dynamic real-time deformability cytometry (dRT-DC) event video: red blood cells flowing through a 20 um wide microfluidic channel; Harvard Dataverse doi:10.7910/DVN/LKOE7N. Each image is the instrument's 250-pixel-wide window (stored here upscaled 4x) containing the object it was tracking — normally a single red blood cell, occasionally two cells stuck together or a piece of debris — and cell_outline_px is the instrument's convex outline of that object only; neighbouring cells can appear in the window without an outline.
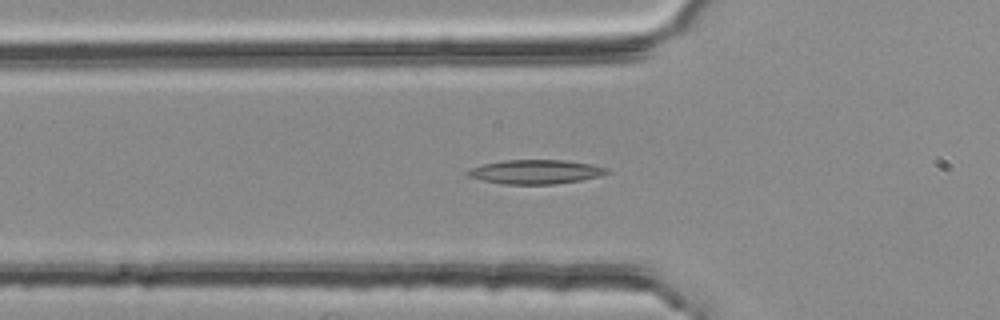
{"species": "common noctule bat (a hibernating species)", "species_latin": "Nyctalus noctula", "temperature_condition": "room temperature", "stored_images_in_passage": 55, "camera_frame_rate_fps": 3000, "um_per_image_px": 0.085, "animal": {"sex": "female", "body_mass_g": 25.1}, "frame": {"image": 1, "passage_image": 19, "time_ms": 6.0, "image_size_px": [1000, 320], "cell_outline_px": [[612, 172], [600, 176], [580, 180], [556, 184], [504, 184], [484, 180], [468, 176], [464, 172], [468, 168], [484, 164], [504, 160], [564, 160], [592, 164], [608, 168]], "centroid_in_image_um": [45.54, 14.6], "position_along_channel_um": 80.3, "area_um2": 19.65}}
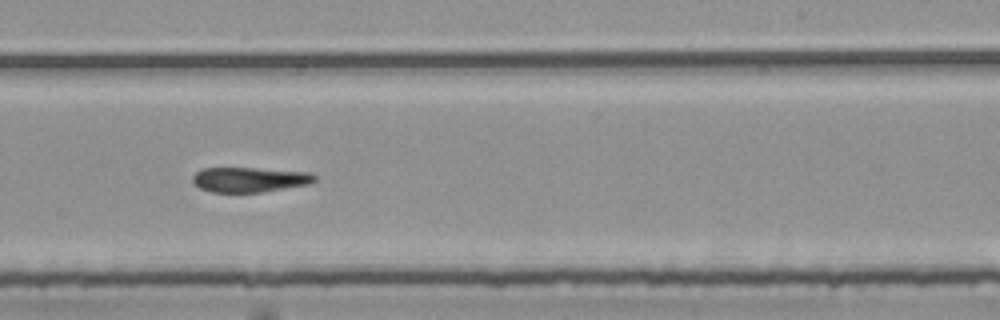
{"frame": {"image": 2, "passage_image": 34, "time_ms": 11.0, "image_size_px": [1000, 320], "cell_outline_px": [[316, 180], [308, 184], [260, 192], [212, 192], [200, 188], [192, 180], [192, 176], [200, 168], [256, 168], [312, 172], [316, 176]], "centroid_in_image_um": [21.21, 15.25], "position_along_channel_um": 267.8, "area_um2": 17.69}}
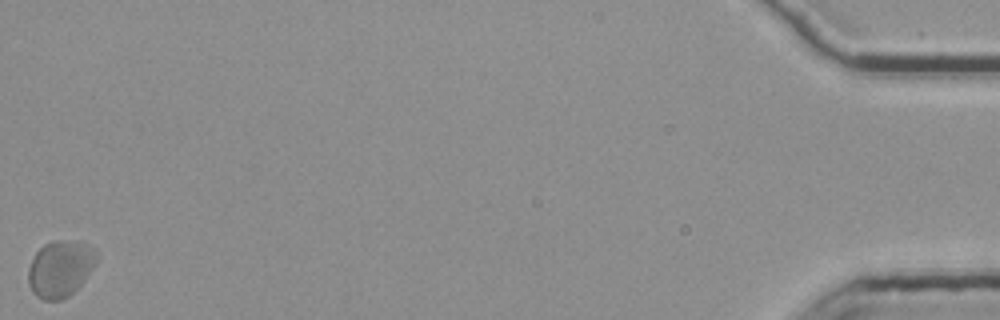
{"frame": {"image": 3, "passage_image": 55, "time_ms": 18.0, "image_size_px": [1000, 320], "cell_outline_px": [[100, 256], [96, 264], [84, 280], [68, 296], [60, 300], [44, 300], [36, 296], [32, 292], [28, 284], [28, 268], [36, 252], [44, 244], [56, 240], [64, 240], [88, 244], [96, 248]], "centroid_in_image_um": [5.15, 22.82], "position_along_channel_um": 430.1, "area_um2": 22.66}, "authors_computed_cell_mechanics": {"area_um2": 19.9988, "velocity_mm_per_s": 3.7396, "shape_relaxation_time_tau1_ms": null, "shape_relaxation_time_tau2_ms": 5.4617, "deformation_change_tau1": null, "deformation_change_tau2": 0.1503}}